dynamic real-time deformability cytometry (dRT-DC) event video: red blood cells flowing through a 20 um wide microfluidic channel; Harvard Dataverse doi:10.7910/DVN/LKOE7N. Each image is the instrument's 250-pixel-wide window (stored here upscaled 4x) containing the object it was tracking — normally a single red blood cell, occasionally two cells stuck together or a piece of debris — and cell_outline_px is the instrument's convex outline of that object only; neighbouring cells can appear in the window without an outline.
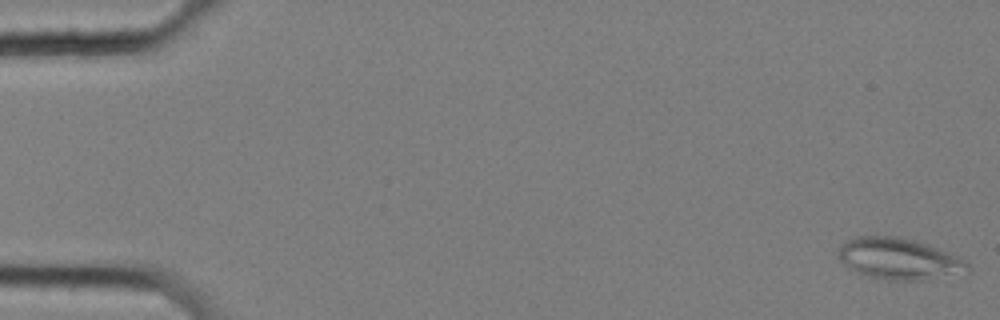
{"species": "common noctule bat (a hibernating species)", "species_latin": "Nyctalus noctula", "temperature_condition": "cold", "stored_images_in_passage": 57, "camera_frame_rate_fps": 3000, "um_per_image_px": 0.085, "animal": {"sex": "female", "body_mass_g": 25.1}, "frame": {"image": 1, "passage_image": 1, "time_ms": 0.0, "image_size_px": [1000, 320], "cell_outline_px": [[972, 268], [968, 272], [920, 280], [876, 280], [856, 272], [848, 268], [836, 256], [840, 248], [848, 240], [856, 236], [896, 236], [928, 244], [956, 256], [964, 260]], "centroid_in_image_um": [76.38, 22.01], "position_along_channel_um": 8.6, "area_um2": 31.15}}
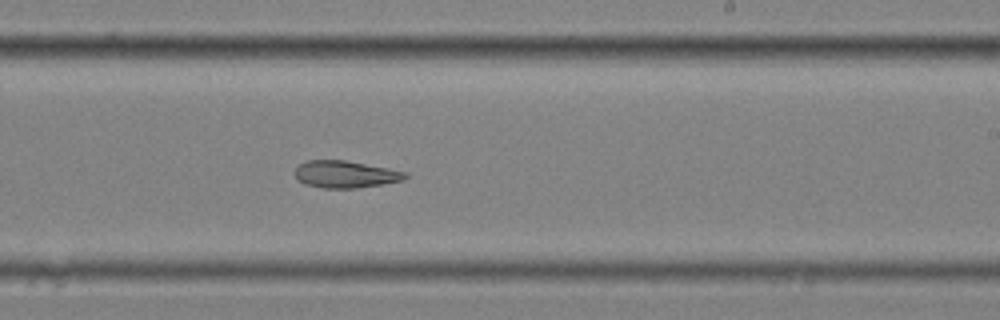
{"frame": {"image": 2, "passage_image": 35, "time_ms": 11.333, "image_size_px": [1000, 320], "cell_outline_px": [[408, 176], [404, 180], [384, 184], [356, 188], [324, 188], [304, 184], [296, 176], [296, 168], [300, 164], [308, 160], [344, 160], [388, 168], [408, 172]], "centroid_in_image_um": [29.4, 14.82], "position_along_channel_um": 259.6, "area_um2": 17.34}}
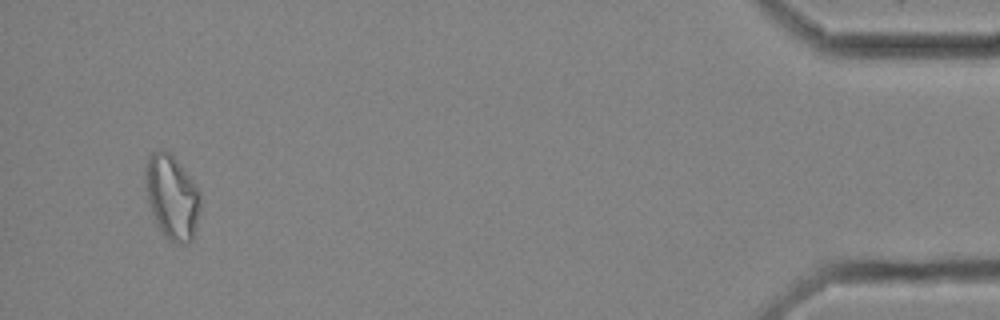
{"frame": {"image": 3, "passage_image": 55, "time_ms": 18.0, "image_size_px": [1000, 320], "cell_outline_px": [[200, 212], [196, 228], [192, 240], [184, 244], [172, 240], [164, 236], [160, 232], [156, 224], [148, 200], [148, 156], [152, 152], [160, 148], [164, 148], [180, 164], [196, 184], [200, 192]], "centroid_in_image_um": [14.67, 16.77], "position_along_channel_um": 420.5, "area_um2": 26.47}, "authors_computed_cell_mechanics": {"area_um2": 20.808, "velocity_mm_per_s": 3.5188, "shape_relaxation_time_tau1_ms": null, "shape_relaxation_time_tau2_ms": 4.9718, "deformation_change_tau1": null, "deformation_change_tau2": 0.1322}}